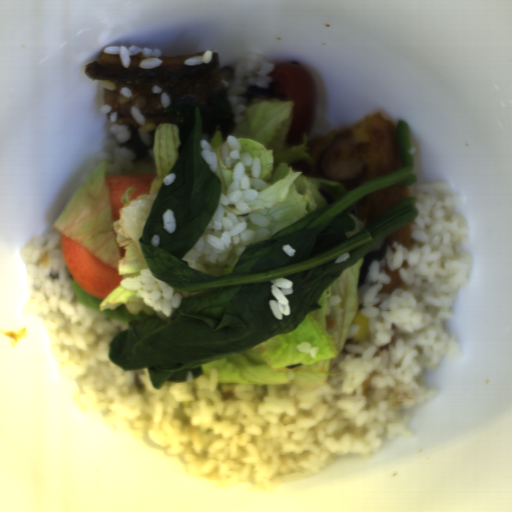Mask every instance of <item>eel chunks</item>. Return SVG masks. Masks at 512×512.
<instances>
[{
	"label": "eel chunks",
	"instance_id": "obj_1",
	"mask_svg": "<svg viewBox=\"0 0 512 512\" xmlns=\"http://www.w3.org/2000/svg\"><path fill=\"white\" fill-rule=\"evenodd\" d=\"M220 52H212L207 64L187 65L184 60L198 56L158 57L157 69L140 68L142 55L130 56V65L123 67L120 54H101L84 72L94 81H112L113 90L102 88L104 105L117 111L115 122L127 125L132 138L119 146L136 153L134 161L147 160L154 144L157 125L171 122L168 107L176 100L187 99L208 105L210 93L228 89L234 78L230 67L219 68ZM133 161V162H134Z\"/></svg>",
	"mask_w": 512,
	"mask_h": 512
}]
</instances>
